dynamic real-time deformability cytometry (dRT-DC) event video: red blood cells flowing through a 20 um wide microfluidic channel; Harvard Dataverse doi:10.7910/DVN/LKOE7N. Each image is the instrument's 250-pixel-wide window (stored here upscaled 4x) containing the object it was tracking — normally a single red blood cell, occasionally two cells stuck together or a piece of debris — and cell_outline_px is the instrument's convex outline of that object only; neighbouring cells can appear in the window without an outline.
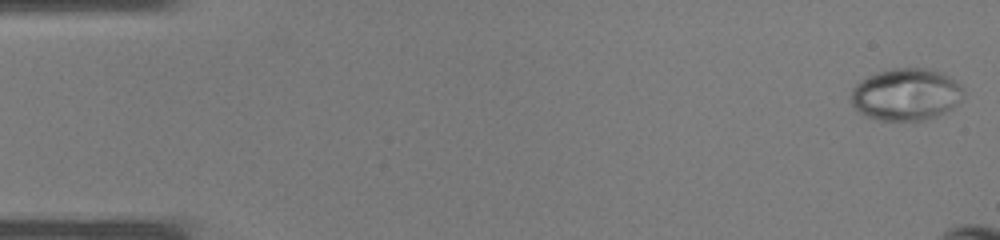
{"species": "common noctule bat (a hibernating species)", "species_latin": "Nyctalus noctula", "temperature_condition": "warm", "stored_images_in_passage": 9, "camera_frame_rate_fps": 3000, "um_per_image_px": 0.085, "animal": {"sex": "male", "body_mass_g": 19.0, "forearm_length_mm": 50.8}, "frame": {"image": 1, "passage_image": 1, "time_ms": 0.0, "image_size_px": [1000, 240], "cell_outline_px": [[964, 96], [952, 108], [936, 116], [924, 120], [880, 120], [864, 116], [852, 104], [852, 88], [860, 80], [876, 72], [892, 68], [932, 68], [956, 80], [964, 88]], "centroid_in_image_um": [77.03, 8.01], "position_along_channel_um": 8.0, "area_um2": 34.28}}